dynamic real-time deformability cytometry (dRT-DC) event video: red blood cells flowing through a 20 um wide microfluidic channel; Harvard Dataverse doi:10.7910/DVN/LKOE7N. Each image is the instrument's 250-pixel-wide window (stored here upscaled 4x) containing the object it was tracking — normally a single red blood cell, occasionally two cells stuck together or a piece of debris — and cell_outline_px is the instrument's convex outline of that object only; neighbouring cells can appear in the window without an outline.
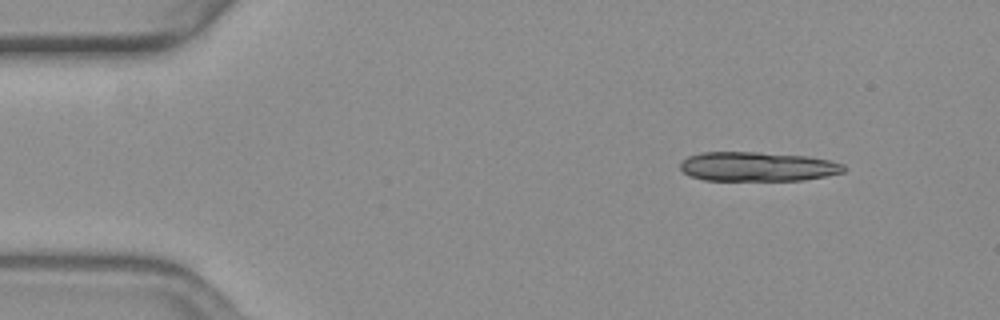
{"species": "common noctule bat (a hibernating species)", "species_latin": "Nyctalus noctula", "temperature_condition": "warm", "stored_images_in_passage": 10, "camera_frame_rate_fps": 3000, "um_per_image_px": 0.085, "animal": {"sex": "female", "body_mass_g": 19.3, "forearm_length_mm": 54.1}, "frame": {"image": 1, "passage_image": 1, "time_ms": 0.0, "image_size_px": [1000, 320], "cell_outline_px": [[844, 172], [824, 176], [800, 180], [704, 180], [692, 176], [684, 172], [680, 168], [680, 164], [688, 156], [700, 152], [756, 152], [804, 156], [828, 160], [844, 164]], "centroid_in_image_um": [64.35, 14.16], "position_along_channel_um": 20.6, "area_um2": 27.63}}